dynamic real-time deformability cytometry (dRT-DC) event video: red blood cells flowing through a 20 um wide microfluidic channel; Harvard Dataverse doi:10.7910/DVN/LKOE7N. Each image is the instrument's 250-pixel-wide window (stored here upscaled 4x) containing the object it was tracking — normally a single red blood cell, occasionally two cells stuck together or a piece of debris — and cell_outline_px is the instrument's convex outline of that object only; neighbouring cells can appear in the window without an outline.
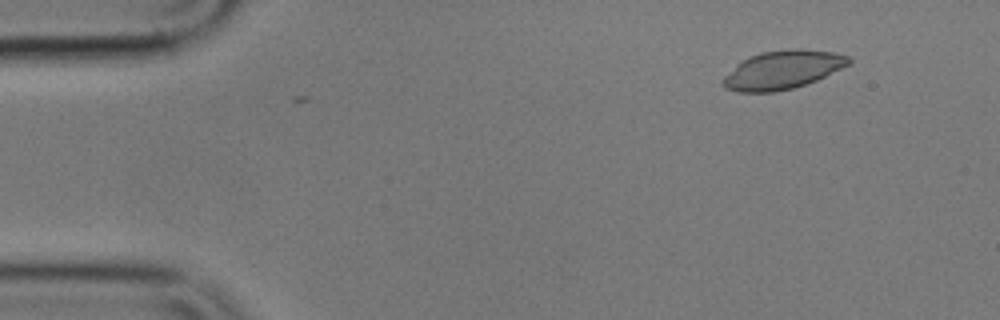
{"species": "common noctule bat (a hibernating species)", "species_latin": "Nyctalus noctula", "temperature_condition": "cold", "stored_images_in_passage": 3, "camera_frame_rate_fps": 3000, "um_per_image_px": 0.085, "animal": {"sex": "male", "body_mass_g": 17.9}, "frame": {"image": 1, "passage_image": 1, "time_ms": 0.0, "image_size_px": [1000, 320], "cell_outline_px": [[852, 60], [848, 64], [816, 80], [792, 88], [776, 92], [736, 92], [724, 88], [720, 84], [720, 80], [740, 60], [748, 56], [760, 52], [788, 48], [800, 48], [832, 52], [848, 56]], "centroid_in_image_um": [66.43, 5.93], "position_along_channel_um": 18.6, "area_um2": 28.38}}